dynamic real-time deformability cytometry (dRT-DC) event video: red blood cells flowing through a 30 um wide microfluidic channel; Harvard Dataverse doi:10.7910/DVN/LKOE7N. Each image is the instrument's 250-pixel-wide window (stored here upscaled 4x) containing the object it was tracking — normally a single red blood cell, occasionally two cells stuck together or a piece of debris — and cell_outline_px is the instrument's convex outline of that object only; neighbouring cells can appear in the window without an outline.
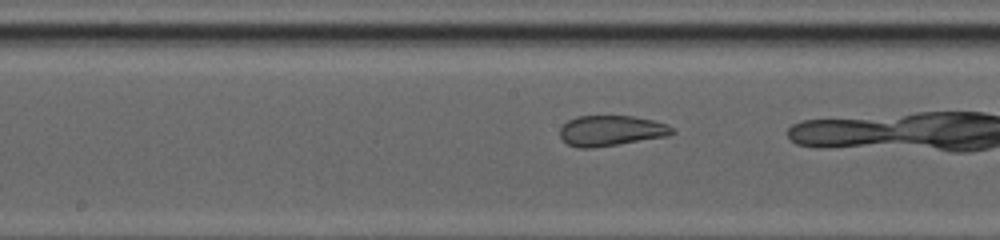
{"species": "common noctule bat (a hibernating species)", "species_latin": "Nyctalus noctula", "temperature_condition": "cold", "stored_images_in_passage": 24, "camera_frame_rate_fps": 3000, "um_per_image_px": 0.085, "animal": {"sex": "female", "body_mass_g": 20.0, "forearm_length_mm": 54.0}, "frame": {"image": 1, "passage_image": 17, "time_ms": 5.333, "image_size_px": [1000, 240], "cell_outline_px": [[676, 132], [668, 136], [592, 148], [580, 148], [568, 144], [560, 136], [560, 128], [568, 120], [576, 116], [632, 116], [652, 120], [668, 124]], "centroid_in_image_um": [51.94, 11.1], "position_along_channel_um": 196.3, "area_um2": 19.83}}